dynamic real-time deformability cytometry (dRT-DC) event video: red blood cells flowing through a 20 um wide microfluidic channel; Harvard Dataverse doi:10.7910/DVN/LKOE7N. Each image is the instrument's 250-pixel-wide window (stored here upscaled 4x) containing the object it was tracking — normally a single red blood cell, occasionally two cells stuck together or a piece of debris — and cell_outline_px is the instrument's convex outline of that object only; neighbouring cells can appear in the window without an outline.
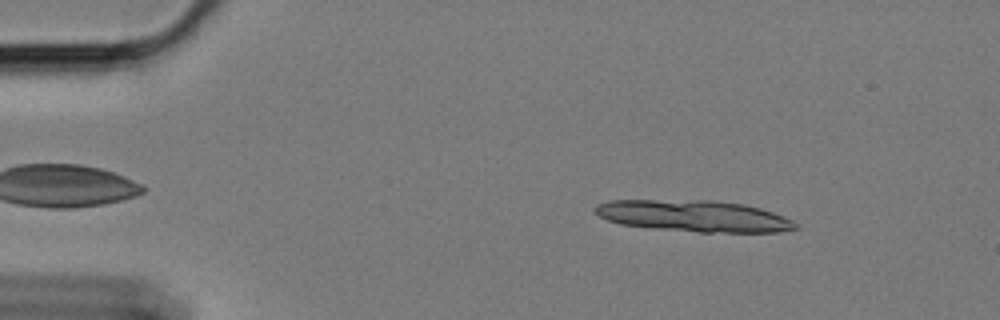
{"species": "Egyptian fruit bat (a non-hibernating species)", "species_latin": "Rousettus aegyptiacus", "temperature_condition": "cold", "stored_images_in_passage": 16, "camera_frame_rate_fps": 3000, "um_per_image_px": 0.085, "animal": {"sex": "female"}, "frame": {"image": 1, "passage_image": 7, "time_ms": 2.0, "image_size_px": [1000, 320], "cell_outline_px": [[800, 228], [776, 232], [700, 232], [656, 228], [620, 224], [608, 220], [592, 212], [592, 208], [596, 204], [608, 200], [712, 200], [744, 204], [760, 208], [772, 212], [792, 220], [800, 224]], "centroid_in_image_um": [58.96, 18.35], "position_along_channel_um": 26.0, "area_um2": 36.88}}